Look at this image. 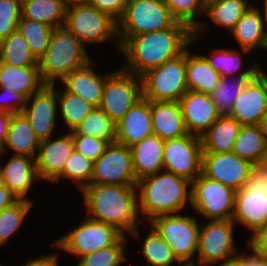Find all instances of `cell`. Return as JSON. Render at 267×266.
<instances>
[{
  "label": "cell",
  "instance_id": "obj_64",
  "mask_svg": "<svg viewBox=\"0 0 267 266\" xmlns=\"http://www.w3.org/2000/svg\"><path fill=\"white\" fill-rule=\"evenodd\" d=\"M82 1H87V0H76V2H82Z\"/></svg>",
  "mask_w": 267,
  "mask_h": 266
},
{
  "label": "cell",
  "instance_id": "obj_7",
  "mask_svg": "<svg viewBox=\"0 0 267 266\" xmlns=\"http://www.w3.org/2000/svg\"><path fill=\"white\" fill-rule=\"evenodd\" d=\"M83 44L100 43L118 38V22L109 14L99 11L87 1L73 2L67 5L64 25Z\"/></svg>",
  "mask_w": 267,
  "mask_h": 266
},
{
  "label": "cell",
  "instance_id": "obj_35",
  "mask_svg": "<svg viewBox=\"0 0 267 266\" xmlns=\"http://www.w3.org/2000/svg\"><path fill=\"white\" fill-rule=\"evenodd\" d=\"M250 6L247 0H208L205 13L215 24L231 31Z\"/></svg>",
  "mask_w": 267,
  "mask_h": 266
},
{
  "label": "cell",
  "instance_id": "obj_61",
  "mask_svg": "<svg viewBox=\"0 0 267 266\" xmlns=\"http://www.w3.org/2000/svg\"><path fill=\"white\" fill-rule=\"evenodd\" d=\"M67 4H70V3H73V2H76V0H64Z\"/></svg>",
  "mask_w": 267,
  "mask_h": 266
},
{
  "label": "cell",
  "instance_id": "obj_4",
  "mask_svg": "<svg viewBox=\"0 0 267 266\" xmlns=\"http://www.w3.org/2000/svg\"><path fill=\"white\" fill-rule=\"evenodd\" d=\"M84 46L65 26L53 29L46 52L38 61L44 84H55L91 61Z\"/></svg>",
  "mask_w": 267,
  "mask_h": 266
},
{
  "label": "cell",
  "instance_id": "obj_15",
  "mask_svg": "<svg viewBox=\"0 0 267 266\" xmlns=\"http://www.w3.org/2000/svg\"><path fill=\"white\" fill-rule=\"evenodd\" d=\"M253 164L233 152L203 153L202 174L239 191L245 186Z\"/></svg>",
  "mask_w": 267,
  "mask_h": 266
},
{
  "label": "cell",
  "instance_id": "obj_42",
  "mask_svg": "<svg viewBox=\"0 0 267 266\" xmlns=\"http://www.w3.org/2000/svg\"><path fill=\"white\" fill-rule=\"evenodd\" d=\"M94 162L77 151H73L66 161L63 173L54 182H59L60 177L72 179L82 190L90 185L93 175Z\"/></svg>",
  "mask_w": 267,
  "mask_h": 266
},
{
  "label": "cell",
  "instance_id": "obj_29",
  "mask_svg": "<svg viewBox=\"0 0 267 266\" xmlns=\"http://www.w3.org/2000/svg\"><path fill=\"white\" fill-rule=\"evenodd\" d=\"M40 141L36 138L28 118L23 112L12 114L8 135L2 145L5 153L7 146L14 150V155H26L36 159Z\"/></svg>",
  "mask_w": 267,
  "mask_h": 266
},
{
  "label": "cell",
  "instance_id": "obj_28",
  "mask_svg": "<svg viewBox=\"0 0 267 266\" xmlns=\"http://www.w3.org/2000/svg\"><path fill=\"white\" fill-rule=\"evenodd\" d=\"M43 85L38 66L19 67L0 61V88L14 90L28 98Z\"/></svg>",
  "mask_w": 267,
  "mask_h": 266
},
{
  "label": "cell",
  "instance_id": "obj_57",
  "mask_svg": "<svg viewBox=\"0 0 267 266\" xmlns=\"http://www.w3.org/2000/svg\"><path fill=\"white\" fill-rule=\"evenodd\" d=\"M219 264L220 263H218L217 265L218 266H236L233 262H230V263H227V264H222V265L221 264L219 265Z\"/></svg>",
  "mask_w": 267,
  "mask_h": 266
},
{
  "label": "cell",
  "instance_id": "obj_41",
  "mask_svg": "<svg viewBox=\"0 0 267 266\" xmlns=\"http://www.w3.org/2000/svg\"><path fill=\"white\" fill-rule=\"evenodd\" d=\"M31 205V201L19 199L10 207L0 211V246L4 245L7 239L20 228Z\"/></svg>",
  "mask_w": 267,
  "mask_h": 266
},
{
  "label": "cell",
  "instance_id": "obj_16",
  "mask_svg": "<svg viewBox=\"0 0 267 266\" xmlns=\"http://www.w3.org/2000/svg\"><path fill=\"white\" fill-rule=\"evenodd\" d=\"M267 111V74L252 77L236 98L229 116L241 125L260 124Z\"/></svg>",
  "mask_w": 267,
  "mask_h": 266
},
{
  "label": "cell",
  "instance_id": "obj_33",
  "mask_svg": "<svg viewBox=\"0 0 267 266\" xmlns=\"http://www.w3.org/2000/svg\"><path fill=\"white\" fill-rule=\"evenodd\" d=\"M261 68L256 64L250 67L248 70L241 72L237 80L232 81L230 84L229 77H221L216 89L210 94L212 101L214 102L217 112L221 115H229L233 107V104L238 95L244 90L249 80L254 77Z\"/></svg>",
  "mask_w": 267,
  "mask_h": 266
},
{
  "label": "cell",
  "instance_id": "obj_19",
  "mask_svg": "<svg viewBox=\"0 0 267 266\" xmlns=\"http://www.w3.org/2000/svg\"><path fill=\"white\" fill-rule=\"evenodd\" d=\"M186 130L201 137L221 116L211 95L188 90L179 100Z\"/></svg>",
  "mask_w": 267,
  "mask_h": 266
},
{
  "label": "cell",
  "instance_id": "obj_14",
  "mask_svg": "<svg viewBox=\"0 0 267 266\" xmlns=\"http://www.w3.org/2000/svg\"><path fill=\"white\" fill-rule=\"evenodd\" d=\"M200 137L187 134L164 141V170L193 182L202 173Z\"/></svg>",
  "mask_w": 267,
  "mask_h": 266
},
{
  "label": "cell",
  "instance_id": "obj_34",
  "mask_svg": "<svg viewBox=\"0 0 267 266\" xmlns=\"http://www.w3.org/2000/svg\"><path fill=\"white\" fill-rule=\"evenodd\" d=\"M0 61L19 67L38 66V61L18 29L0 41Z\"/></svg>",
  "mask_w": 267,
  "mask_h": 266
},
{
  "label": "cell",
  "instance_id": "obj_62",
  "mask_svg": "<svg viewBox=\"0 0 267 266\" xmlns=\"http://www.w3.org/2000/svg\"><path fill=\"white\" fill-rule=\"evenodd\" d=\"M0 184H2V174H1V169H0Z\"/></svg>",
  "mask_w": 267,
  "mask_h": 266
},
{
  "label": "cell",
  "instance_id": "obj_52",
  "mask_svg": "<svg viewBox=\"0 0 267 266\" xmlns=\"http://www.w3.org/2000/svg\"><path fill=\"white\" fill-rule=\"evenodd\" d=\"M19 200L3 183L0 184V211L10 207Z\"/></svg>",
  "mask_w": 267,
  "mask_h": 266
},
{
  "label": "cell",
  "instance_id": "obj_60",
  "mask_svg": "<svg viewBox=\"0 0 267 266\" xmlns=\"http://www.w3.org/2000/svg\"><path fill=\"white\" fill-rule=\"evenodd\" d=\"M263 164H265L267 166V149H266V155H265V159L263 161Z\"/></svg>",
  "mask_w": 267,
  "mask_h": 266
},
{
  "label": "cell",
  "instance_id": "obj_53",
  "mask_svg": "<svg viewBox=\"0 0 267 266\" xmlns=\"http://www.w3.org/2000/svg\"><path fill=\"white\" fill-rule=\"evenodd\" d=\"M11 118L12 113L0 110V145H3L7 139Z\"/></svg>",
  "mask_w": 267,
  "mask_h": 266
},
{
  "label": "cell",
  "instance_id": "obj_10",
  "mask_svg": "<svg viewBox=\"0 0 267 266\" xmlns=\"http://www.w3.org/2000/svg\"><path fill=\"white\" fill-rule=\"evenodd\" d=\"M235 191L202 173L192 182L191 205L209 220L232 219Z\"/></svg>",
  "mask_w": 267,
  "mask_h": 266
},
{
  "label": "cell",
  "instance_id": "obj_30",
  "mask_svg": "<svg viewBox=\"0 0 267 266\" xmlns=\"http://www.w3.org/2000/svg\"><path fill=\"white\" fill-rule=\"evenodd\" d=\"M220 80L221 75L210 66L204 55H190L188 49H186V83L188 90L210 95L216 89Z\"/></svg>",
  "mask_w": 267,
  "mask_h": 266
},
{
  "label": "cell",
  "instance_id": "obj_54",
  "mask_svg": "<svg viewBox=\"0 0 267 266\" xmlns=\"http://www.w3.org/2000/svg\"><path fill=\"white\" fill-rule=\"evenodd\" d=\"M22 266H58L57 265V254L43 256V258L33 259Z\"/></svg>",
  "mask_w": 267,
  "mask_h": 266
},
{
  "label": "cell",
  "instance_id": "obj_27",
  "mask_svg": "<svg viewBox=\"0 0 267 266\" xmlns=\"http://www.w3.org/2000/svg\"><path fill=\"white\" fill-rule=\"evenodd\" d=\"M260 11L256 6H250L231 30L245 54L253 48L265 47L266 21Z\"/></svg>",
  "mask_w": 267,
  "mask_h": 266
},
{
  "label": "cell",
  "instance_id": "obj_51",
  "mask_svg": "<svg viewBox=\"0 0 267 266\" xmlns=\"http://www.w3.org/2000/svg\"><path fill=\"white\" fill-rule=\"evenodd\" d=\"M244 253L236 255L233 263L236 266H267V263L255 252L250 256L243 255Z\"/></svg>",
  "mask_w": 267,
  "mask_h": 266
},
{
  "label": "cell",
  "instance_id": "obj_36",
  "mask_svg": "<svg viewBox=\"0 0 267 266\" xmlns=\"http://www.w3.org/2000/svg\"><path fill=\"white\" fill-rule=\"evenodd\" d=\"M70 133L83 134L105 140L108 143H113L116 140V122L100 107H95Z\"/></svg>",
  "mask_w": 267,
  "mask_h": 266
},
{
  "label": "cell",
  "instance_id": "obj_55",
  "mask_svg": "<svg viewBox=\"0 0 267 266\" xmlns=\"http://www.w3.org/2000/svg\"><path fill=\"white\" fill-rule=\"evenodd\" d=\"M259 125L261 127V130L264 132V134H265V136L267 138V111L264 114V116L262 117L261 122H260Z\"/></svg>",
  "mask_w": 267,
  "mask_h": 266
},
{
  "label": "cell",
  "instance_id": "obj_44",
  "mask_svg": "<svg viewBox=\"0 0 267 266\" xmlns=\"http://www.w3.org/2000/svg\"><path fill=\"white\" fill-rule=\"evenodd\" d=\"M210 66L218 72L221 77H230L240 69L242 65V59L235 50L217 49L213 55L209 58L204 56Z\"/></svg>",
  "mask_w": 267,
  "mask_h": 266
},
{
  "label": "cell",
  "instance_id": "obj_32",
  "mask_svg": "<svg viewBox=\"0 0 267 266\" xmlns=\"http://www.w3.org/2000/svg\"><path fill=\"white\" fill-rule=\"evenodd\" d=\"M267 149V138L259 124L242 125L234 142L232 152L253 165L263 163Z\"/></svg>",
  "mask_w": 267,
  "mask_h": 266
},
{
  "label": "cell",
  "instance_id": "obj_25",
  "mask_svg": "<svg viewBox=\"0 0 267 266\" xmlns=\"http://www.w3.org/2000/svg\"><path fill=\"white\" fill-rule=\"evenodd\" d=\"M151 115L154 134L164 141L188 134L179 102L151 101Z\"/></svg>",
  "mask_w": 267,
  "mask_h": 266
},
{
  "label": "cell",
  "instance_id": "obj_31",
  "mask_svg": "<svg viewBox=\"0 0 267 266\" xmlns=\"http://www.w3.org/2000/svg\"><path fill=\"white\" fill-rule=\"evenodd\" d=\"M67 3L64 0H27L21 2V17L60 28L65 25Z\"/></svg>",
  "mask_w": 267,
  "mask_h": 266
},
{
  "label": "cell",
  "instance_id": "obj_50",
  "mask_svg": "<svg viewBox=\"0 0 267 266\" xmlns=\"http://www.w3.org/2000/svg\"><path fill=\"white\" fill-rule=\"evenodd\" d=\"M248 244L249 249L258 254L267 263V224L252 234Z\"/></svg>",
  "mask_w": 267,
  "mask_h": 266
},
{
  "label": "cell",
  "instance_id": "obj_1",
  "mask_svg": "<svg viewBox=\"0 0 267 266\" xmlns=\"http://www.w3.org/2000/svg\"><path fill=\"white\" fill-rule=\"evenodd\" d=\"M194 32L184 23L172 27L130 37L120 48L126 55L125 71L141 77L148 70L181 55L192 44Z\"/></svg>",
  "mask_w": 267,
  "mask_h": 266
},
{
  "label": "cell",
  "instance_id": "obj_45",
  "mask_svg": "<svg viewBox=\"0 0 267 266\" xmlns=\"http://www.w3.org/2000/svg\"><path fill=\"white\" fill-rule=\"evenodd\" d=\"M20 18V0H0V41L18 29Z\"/></svg>",
  "mask_w": 267,
  "mask_h": 266
},
{
  "label": "cell",
  "instance_id": "obj_5",
  "mask_svg": "<svg viewBox=\"0 0 267 266\" xmlns=\"http://www.w3.org/2000/svg\"><path fill=\"white\" fill-rule=\"evenodd\" d=\"M176 22L165 0H128L125 12L118 21L116 35L120 38L117 46L120 50L130 37L164 30Z\"/></svg>",
  "mask_w": 267,
  "mask_h": 266
},
{
  "label": "cell",
  "instance_id": "obj_23",
  "mask_svg": "<svg viewBox=\"0 0 267 266\" xmlns=\"http://www.w3.org/2000/svg\"><path fill=\"white\" fill-rule=\"evenodd\" d=\"M90 65H92L91 61L73 70L62 81L68 92L78 95L95 107H99L109 74L100 76Z\"/></svg>",
  "mask_w": 267,
  "mask_h": 266
},
{
  "label": "cell",
  "instance_id": "obj_11",
  "mask_svg": "<svg viewBox=\"0 0 267 266\" xmlns=\"http://www.w3.org/2000/svg\"><path fill=\"white\" fill-rule=\"evenodd\" d=\"M115 72L107 76L99 107L117 123L142 97V79L123 68Z\"/></svg>",
  "mask_w": 267,
  "mask_h": 266
},
{
  "label": "cell",
  "instance_id": "obj_3",
  "mask_svg": "<svg viewBox=\"0 0 267 266\" xmlns=\"http://www.w3.org/2000/svg\"><path fill=\"white\" fill-rule=\"evenodd\" d=\"M190 185L191 181L166 170L140 179L136 186L140 191L137 194L138 213L142 211L149 220L179 214L187 200L191 204V188L190 191L187 189Z\"/></svg>",
  "mask_w": 267,
  "mask_h": 266
},
{
  "label": "cell",
  "instance_id": "obj_26",
  "mask_svg": "<svg viewBox=\"0 0 267 266\" xmlns=\"http://www.w3.org/2000/svg\"><path fill=\"white\" fill-rule=\"evenodd\" d=\"M241 126L229 115L220 116L200 137L203 153L232 152Z\"/></svg>",
  "mask_w": 267,
  "mask_h": 266
},
{
  "label": "cell",
  "instance_id": "obj_47",
  "mask_svg": "<svg viewBox=\"0 0 267 266\" xmlns=\"http://www.w3.org/2000/svg\"><path fill=\"white\" fill-rule=\"evenodd\" d=\"M244 188L267 193V166L265 164L259 163L251 167Z\"/></svg>",
  "mask_w": 267,
  "mask_h": 266
},
{
  "label": "cell",
  "instance_id": "obj_63",
  "mask_svg": "<svg viewBox=\"0 0 267 266\" xmlns=\"http://www.w3.org/2000/svg\"><path fill=\"white\" fill-rule=\"evenodd\" d=\"M3 152H2V145H0V154H2Z\"/></svg>",
  "mask_w": 267,
  "mask_h": 266
},
{
  "label": "cell",
  "instance_id": "obj_38",
  "mask_svg": "<svg viewBox=\"0 0 267 266\" xmlns=\"http://www.w3.org/2000/svg\"><path fill=\"white\" fill-rule=\"evenodd\" d=\"M54 28L49 25L20 18L18 30L26 39L32 55L37 61L44 55L48 47L49 39Z\"/></svg>",
  "mask_w": 267,
  "mask_h": 266
},
{
  "label": "cell",
  "instance_id": "obj_56",
  "mask_svg": "<svg viewBox=\"0 0 267 266\" xmlns=\"http://www.w3.org/2000/svg\"><path fill=\"white\" fill-rule=\"evenodd\" d=\"M263 9H264V11H263L264 13H262V14H264L263 16H264L265 21L267 23V0L264 1V7H263Z\"/></svg>",
  "mask_w": 267,
  "mask_h": 266
},
{
  "label": "cell",
  "instance_id": "obj_40",
  "mask_svg": "<svg viewBox=\"0 0 267 266\" xmlns=\"http://www.w3.org/2000/svg\"><path fill=\"white\" fill-rule=\"evenodd\" d=\"M142 252L152 266H171L175 261L178 265L182 264L170 245L153 228L144 240Z\"/></svg>",
  "mask_w": 267,
  "mask_h": 266
},
{
  "label": "cell",
  "instance_id": "obj_39",
  "mask_svg": "<svg viewBox=\"0 0 267 266\" xmlns=\"http://www.w3.org/2000/svg\"><path fill=\"white\" fill-rule=\"evenodd\" d=\"M57 99L60 101L62 119L70 128L69 131L74 130L95 108L83 98L66 89L63 92L57 91Z\"/></svg>",
  "mask_w": 267,
  "mask_h": 266
},
{
  "label": "cell",
  "instance_id": "obj_37",
  "mask_svg": "<svg viewBox=\"0 0 267 266\" xmlns=\"http://www.w3.org/2000/svg\"><path fill=\"white\" fill-rule=\"evenodd\" d=\"M208 0H165L172 16L177 22L186 24L193 32L192 42L198 39L201 30L205 25L203 22H197L194 18L196 12H205L206 2ZM200 32V33H199Z\"/></svg>",
  "mask_w": 267,
  "mask_h": 266
},
{
  "label": "cell",
  "instance_id": "obj_59",
  "mask_svg": "<svg viewBox=\"0 0 267 266\" xmlns=\"http://www.w3.org/2000/svg\"><path fill=\"white\" fill-rule=\"evenodd\" d=\"M266 25H267V23H266ZM264 49L265 50L267 49V27H266V40H265V47H264Z\"/></svg>",
  "mask_w": 267,
  "mask_h": 266
},
{
  "label": "cell",
  "instance_id": "obj_20",
  "mask_svg": "<svg viewBox=\"0 0 267 266\" xmlns=\"http://www.w3.org/2000/svg\"><path fill=\"white\" fill-rule=\"evenodd\" d=\"M153 134L151 101L142 96L116 123L115 142L131 147Z\"/></svg>",
  "mask_w": 267,
  "mask_h": 266
},
{
  "label": "cell",
  "instance_id": "obj_6",
  "mask_svg": "<svg viewBox=\"0 0 267 266\" xmlns=\"http://www.w3.org/2000/svg\"><path fill=\"white\" fill-rule=\"evenodd\" d=\"M142 96L150 101H176L188 91L186 50L141 76Z\"/></svg>",
  "mask_w": 267,
  "mask_h": 266
},
{
  "label": "cell",
  "instance_id": "obj_43",
  "mask_svg": "<svg viewBox=\"0 0 267 266\" xmlns=\"http://www.w3.org/2000/svg\"><path fill=\"white\" fill-rule=\"evenodd\" d=\"M124 246L126 247L125 235L113 246L80 257L77 266H119L126 261Z\"/></svg>",
  "mask_w": 267,
  "mask_h": 266
},
{
  "label": "cell",
  "instance_id": "obj_21",
  "mask_svg": "<svg viewBox=\"0 0 267 266\" xmlns=\"http://www.w3.org/2000/svg\"><path fill=\"white\" fill-rule=\"evenodd\" d=\"M234 223H242L253 234L267 224V193L242 188L235 193Z\"/></svg>",
  "mask_w": 267,
  "mask_h": 266
},
{
  "label": "cell",
  "instance_id": "obj_13",
  "mask_svg": "<svg viewBox=\"0 0 267 266\" xmlns=\"http://www.w3.org/2000/svg\"><path fill=\"white\" fill-rule=\"evenodd\" d=\"M130 147L109 143L103 154L94 161L90 184L137 186Z\"/></svg>",
  "mask_w": 267,
  "mask_h": 266
},
{
  "label": "cell",
  "instance_id": "obj_17",
  "mask_svg": "<svg viewBox=\"0 0 267 266\" xmlns=\"http://www.w3.org/2000/svg\"><path fill=\"white\" fill-rule=\"evenodd\" d=\"M33 97V99H31ZM32 101L30 106L29 101ZM55 84H44L27 98L23 113L28 118L36 138L41 142L52 138L57 111Z\"/></svg>",
  "mask_w": 267,
  "mask_h": 266
},
{
  "label": "cell",
  "instance_id": "obj_48",
  "mask_svg": "<svg viewBox=\"0 0 267 266\" xmlns=\"http://www.w3.org/2000/svg\"><path fill=\"white\" fill-rule=\"evenodd\" d=\"M87 2L118 22L125 12L128 0H87Z\"/></svg>",
  "mask_w": 267,
  "mask_h": 266
},
{
  "label": "cell",
  "instance_id": "obj_58",
  "mask_svg": "<svg viewBox=\"0 0 267 266\" xmlns=\"http://www.w3.org/2000/svg\"><path fill=\"white\" fill-rule=\"evenodd\" d=\"M179 266H181V264ZM182 266H195V265H194V263H183ZM198 266H200V265H198Z\"/></svg>",
  "mask_w": 267,
  "mask_h": 266
},
{
  "label": "cell",
  "instance_id": "obj_9",
  "mask_svg": "<svg viewBox=\"0 0 267 266\" xmlns=\"http://www.w3.org/2000/svg\"><path fill=\"white\" fill-rule=\"evenodd\" d=\"M123 235L115 226L87 217L75 230L53 244L66 252L83 257L113 246Z\"/></svg>",
  "mask_w": 267,
  "mask_h": 266
},
{
  "label": "cell",
  "instance_id": "obj_2",
  "mask_svg": "<svg viewBox=\"0 0 267 266\" xmlns=\"http://www.w3.org/2000/svg\"><path fill=\"white\" fill-rule=\"evenodd\" d=\"M136 186L90 184L82 194L88 211V218L115 226L125 235L138 237V200Z\"/></svg>",
  "mask_w": 267,
  "mask_h": 266
},
{
  "label": "cell",
  "instance_id": "obj_46",
  "mask_svg": "<svg viewBox=\"0 0 267 266\" xmlns=\"http://www.w3.org/2000/svg\"><path fill=\"white\" fill-rule=\"evenodd\" d=\"M74 150L81 153L84 157L96 161L104 152L109 144L107 141L86 136L83 134H71Z\"/></svg>",
  "mask_w": 267,
  "mask_h": 266
},
{
  "label": "cell",
  "instance_id": "obj_49",
  "mask_svg": "<svg viewBox=\"0 0 267 266\" xmlns=\"http://www.w3.org/2000/svg\"><path fill=\"white\" fill-rule=\"evenodd\" d=\"M2 90V93H0V96H3L2 94H6L7 96L12 97L16 103H3V100L0 101V110L6 111L12 114L23 112L24 107L26 106L27 98L14 90L9 91L7 88H0ZM1 98V97H0ZM2 99V98H1ZM4 99V98H3ZM9 100V99H8ZM19 105V106H17Z\"/></svg>",
  "mask_w": 267,
  "mask_h": 266
},
{
  "label": "cell",
  "instance_id": "obj_8",
  "mask_svg": "<svg viewBox=\"0 0 267 266\" xmlns=\"http://www.w3.org/2000/svg\"><path fill=\"white\" fill-rule=\"evenodd\" d=\"M150 223L181 263H194L191 258L198 251L200 230L194 217L162 215L150 220Z\"/></svg>",
  "mask_w": 267,
  "mask_h": 266
},
{
  "label": "cell",
  "instance_id": "obj_18",
  "mask_svg": "<svg viewBox=\"0 0 267 266\" xmlns=\"http://www.w3.org/2000/svg\"><path fill=\"white\" fill-rule=\"evenodd\" d=\"M74 151L70 132L60 138L41 141L36 157L39 180L54 182L63 173L66 161Z\"/></svg>",
  "mask_w": 267,
  "mask_h": 266
},
{
  "label": "cell",
  "instance_id": "obj_24",
  "mask_svg": "<svg viewBox=\"0 0 267 266\" xmlns=\"http://www.w3.org/2000/svg\"><path fill=\"white\" fill-rule=\"evenodd\" d=\"M132 165L137 181L162 171L164 140L151 135L130 147Z\"/></svg>",
  "mask_w": 267,
  "mask_h": 266
},
{
  "label": "cell",
  "instance_id": "obj_12",
  "mask_svg": "<svg viewBox=\"0 0 267 266\" xmlns=\"http://www.w3.org/2000/svg\"><path fill=\"white\" fill-rule=\"evenodd\" d=\"M232 219L210 220L207 225L200 228L198 239V265L212 266L220 262L227 264L236 257V247L233 242ZM234 253V254H233ZM233 256V257H232Z\"/></svg>",
  "mask_w": 267,
  "mask_h": 266
},
{
  "label": "cell",
  "instance_id": "obj_22",
  "mask_svg": "<svg viewBox=\"0 0 267 266\" xmlns=\"http://www.w3.org/2000/svg\"><path fill=\"white\" fill-rule=\"evenodd\" d=\"M2 183L19 199L27 200L25 195L34 180L39 176L36 160L26 155H13L4 167L0 166Z\"/></svg>",
  "mask_w": 267,
  "mask_h": 266
}]
</instances>
